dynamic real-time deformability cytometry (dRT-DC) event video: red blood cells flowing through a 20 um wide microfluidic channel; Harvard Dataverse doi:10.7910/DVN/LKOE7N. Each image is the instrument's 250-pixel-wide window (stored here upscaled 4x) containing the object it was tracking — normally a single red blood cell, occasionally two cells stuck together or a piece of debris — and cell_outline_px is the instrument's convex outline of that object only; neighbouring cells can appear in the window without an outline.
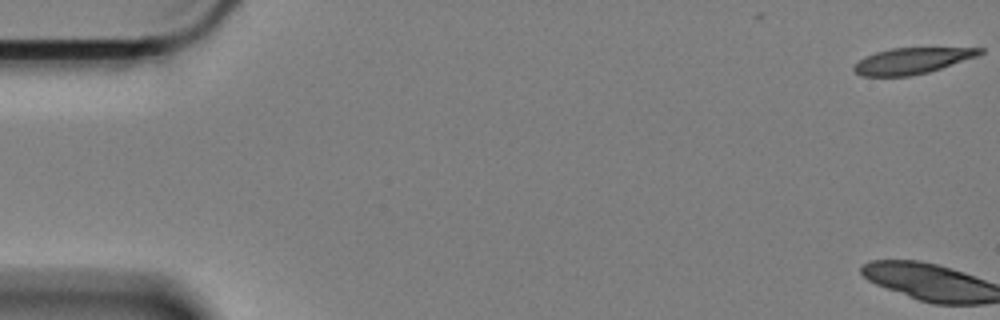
{"species": "Egyptian fruit bat (a non-hibernating species)", "species_latin": "Rousettus aegyptiacus", "temperature_condition": "cold", "stored_images_in_passage": 64, "segment_of_instrument_passage": [1, 2], "camera_frame_rate_fps": 3000, "um_per_image_px": 0.085, "animal": {"sex": "female"}, "frame": {"image": 1, "passage_image": 1, "time_ms": 0.0, "image_size_px": [1000, 320], "cell_outline_px": [[984, 52], [976, 56], [928, 72], [908, 76], [860, 76], [852, 68], [864, 56], [876, 52], [892, 48], [984, 48]], "centroid_in_image_um": [77.48, 5.17], "position_along_channel_um": 7.5, "area_um2": 18.79}}
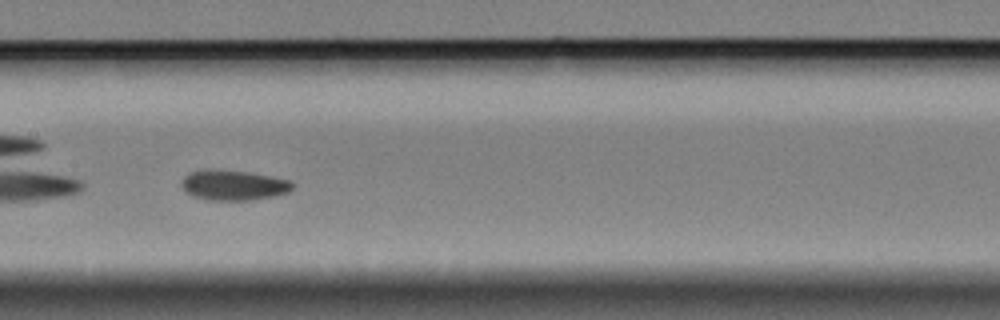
{"frame": {"image": 2, "passage_image": 32, "time_ms": 10.333, "image_size_px": [1000, 320], "cell_outline_px": [[292, 188], [288, 192], [272, 196], [252, 200], [208, 200], [192, 196], [184, 192], [180, 184], [180, 180], [184, 176], [192, 172], [248, 172], [292, 180]], "centroid_in_image_um": [19.84, 15.79], "position_along_channel_um": 187.6, "area_um2": 18.9}}
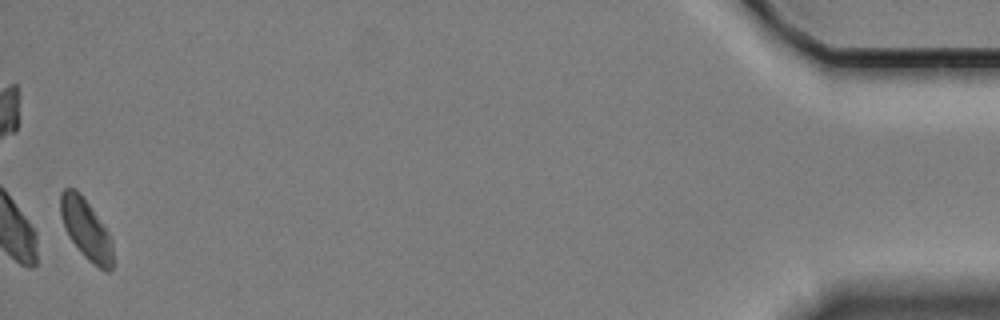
{"frame": {"image": 3, "passage_image": 62, "time_ms": 20.333, "image_size_px": [1000, 320], "cell_outline_px": [[116, 264], [108, 272], [100, 268], [88, 260], [80, 252], [68, 236], [64, 228], [60, 216], [60, 192], [64, 188], [76, 188], [112, 236]], "centroid_in_image_um": [7.35, 19.53], "position_along_channel_um": 427.8, "area_um2": 18.9}}